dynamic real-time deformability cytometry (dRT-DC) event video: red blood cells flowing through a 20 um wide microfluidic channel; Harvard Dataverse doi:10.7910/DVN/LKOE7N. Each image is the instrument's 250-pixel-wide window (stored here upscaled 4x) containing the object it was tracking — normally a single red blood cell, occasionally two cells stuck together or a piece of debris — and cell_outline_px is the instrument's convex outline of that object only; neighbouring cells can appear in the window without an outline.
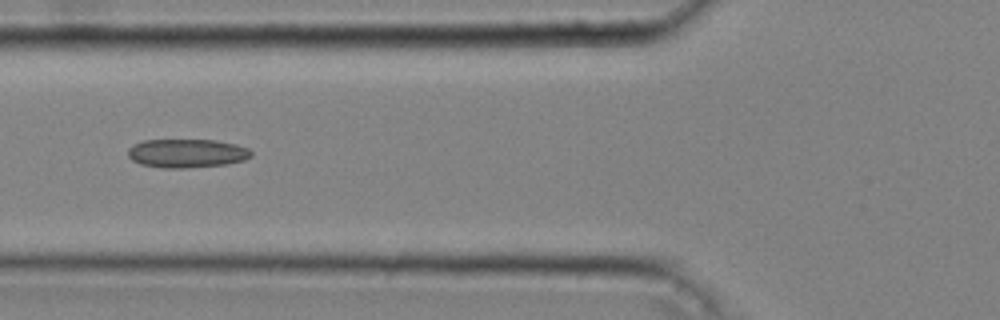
{"species": "common noctule bat (a hibernating species)", "species_latin": "Nyctalus noctula", "temperature_condition": "cold", "stored_images_in_passage": 5, "camera_frame_rate_fps": 3000, "um_per_image_px": 0.085, "animal": {"sex": "male", "body_mass_g": 20.4}, "frame": {"image": 1, "passage_image": 4, "time_ms": 1.0, "image_size_px": [1000, 320], "cell_outline_px": [[252, 156], [244, 160], [228, 164], [184, 168], [164, 168], [140, 164], [132, 160], [128, 156], [128, 148], [132, 144], [144, 140], [216, 140], [236, 144], [248, 148], [252, 152]], "centroid_in_image_um": [15.88, 13.03], "position_along_channel_um": 109.9, "area_um2": 20.75}}